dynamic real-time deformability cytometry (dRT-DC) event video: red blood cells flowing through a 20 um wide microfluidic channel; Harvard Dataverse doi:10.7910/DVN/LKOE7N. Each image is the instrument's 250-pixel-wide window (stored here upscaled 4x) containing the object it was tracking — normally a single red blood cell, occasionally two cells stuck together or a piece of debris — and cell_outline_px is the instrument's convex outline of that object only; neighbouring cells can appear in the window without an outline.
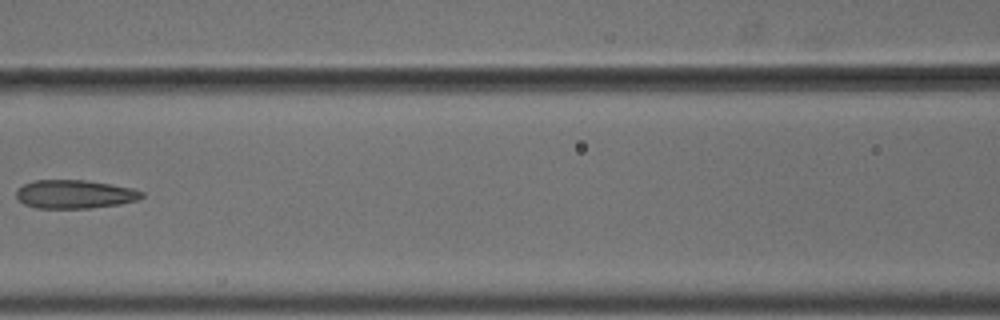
{"species": "common noctule bat (a hibernating species)", "species_latin": "Nyctalus noctula", "temperature_condition": "cold", "stored_images_in_passage": 8, "camera_frame_rate_fps": 3000, "um_per_image_px": 0.085, "animal": {"sex": "male", "body_mass_g": 18.8}, "frame": {"image": 1, "passage_image": 8, "time_ms": 2.333, "image_size_px": [1000, 320], "cell_outline_px": [[144, 196], [136, 200], [120, 204], [88, 208], [36, 208], [24, 204], [16, 196], [16, 192], [24, 184], [32, 180], [88, 180], [112, 184], [132, 188], [144, 192]], "centroid_in_image_um": [6.36, 16.5], "position_along_channel_um": 160.2, "area_um2": 20.87}}